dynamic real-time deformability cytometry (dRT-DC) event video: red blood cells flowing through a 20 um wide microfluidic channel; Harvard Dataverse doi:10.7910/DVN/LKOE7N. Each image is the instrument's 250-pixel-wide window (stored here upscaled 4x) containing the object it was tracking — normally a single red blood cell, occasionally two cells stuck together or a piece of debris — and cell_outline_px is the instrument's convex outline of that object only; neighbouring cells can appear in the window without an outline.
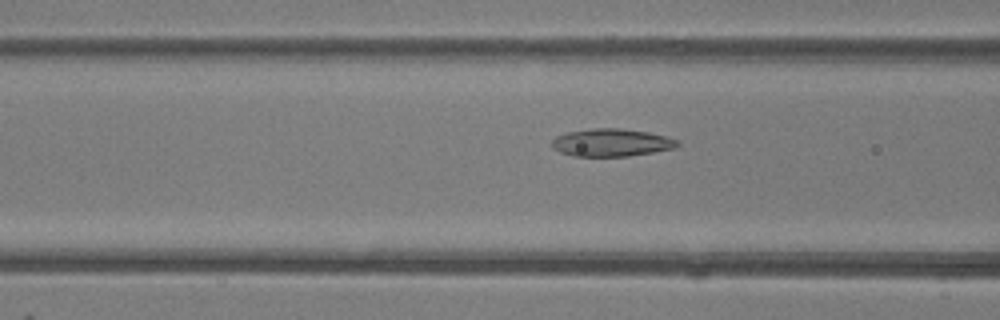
{"species": "common noctule bat (a hibernating species)", "species_latin": "Nyctalus noctula", "temperature_condition": "room temperature", "stored_images_in_passage": 48, "camera_frame_rate_fps": 3000, "um_per_image_px": 0.085, "animal": {"sex": "female"}, "frame": {"image": 1, "passage_image": 18, "time_ms": 5.667, "image_size_px": [1000, 320], "cell_outline_px": [[680, 144], [676, 148], [628, 156], [572, 156], [560, 152], [552, 148], [552, 140], [556, 136], [568, 132], [592, 128], [620, 128], [648, 132], [664, 136], [676, 140]], "centroid_in_image_um": [51.94, 12.12], "position_along_channel_um": 114.7, "area_um2": 20.17}}
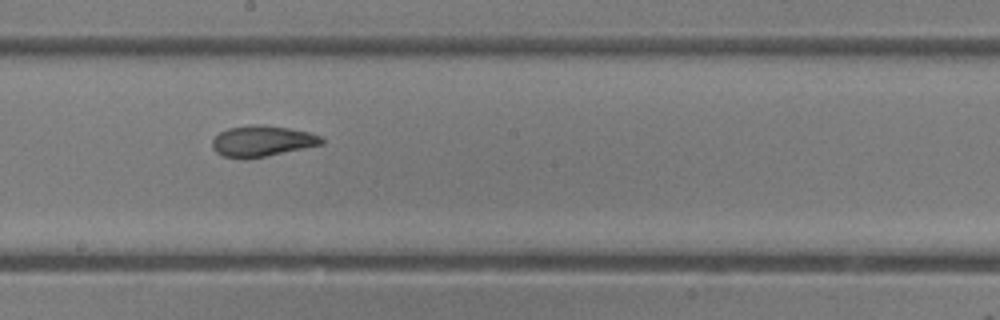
{"frame": {"image": 2, "passage_image": 26, "time_ms": 8.333, "image_size_px": [1000, 320], "cell_outline_px": [[324, 144], [244, 160], [224, 156], [216, 152], [212, 148], [212, 140], [220, 132], [228, 128], [252, 124], [256, 124], [288, 128], [308, 132], [320, 136], [324, 140]], "centroid_in_image_um": [22.25, 12.0], "position_along_channel_um": 226.0, "area_um2": 19.59}}
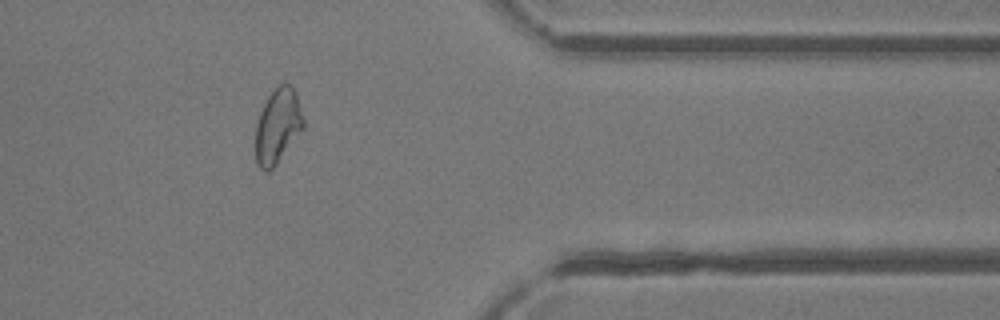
{"frame": {"image": 3, "passage_image": 39, "time_ms": 12.667, "image_size_px": [1000, 320], "cell_outline_px": [[304, 128], [276, 164], [268, 172], [264, 172], [256, 164], [256, 124], [260, 112], [268, 96], [280, 84], [288, 84], [296, 92], [304, 120]], "centroid_in_image_um": [23.6, 10.73], "position_along_channel_um": 387.8, "area_um2": 20.63}, "authors_computed_cell_mechanics": {"area_um2": 20.9525, "velocity_mm_per_s": 4.1627, "shape_relaxation_time_tau1_ms": null, "shape_relaxation_time_tau2_ms": 1.3321, "deformation_change_tau1": null, "deformation_change_tau2": 0.0712}}